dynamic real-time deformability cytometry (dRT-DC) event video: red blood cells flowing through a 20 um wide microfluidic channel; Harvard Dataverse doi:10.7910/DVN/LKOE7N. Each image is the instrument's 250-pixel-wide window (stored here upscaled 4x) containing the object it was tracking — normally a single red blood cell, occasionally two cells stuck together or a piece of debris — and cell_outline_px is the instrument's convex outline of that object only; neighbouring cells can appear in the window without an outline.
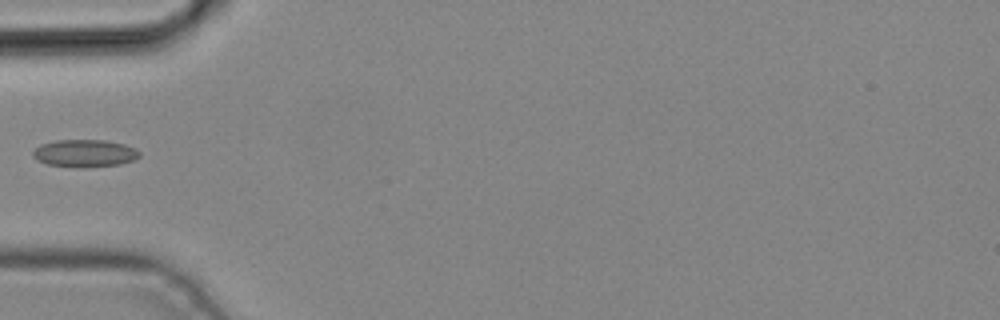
{"species": "common noctule bat (a hibernating species)", "species_latin": "Nyctalus noctula", "temperature_condition": "cold", "stored_images_in_passage": 4, "camera_frame_rate_fps": 3000, "um_per_image_px": 0.085, "animal": {"sex": "male", "body_mass_g": 19.2, "forearm_length_mm": 51.8}, "frame": {"image": 1, "passage_image": 4, "time_ms": 1.0, "image_size_px": [1000, 320], "cell_outline_px": [[140, 156], [132, 160], [120, 164], [84, 168], [80, 168], [48, 164], [36, 160], [32, 156], [32, 152], [40, 144], [56, 140], [104, 140], [124, 144], [140, 152]], "centroid_in_image_um": [7.16, 13.03], "position_along_channel_um": 77.8, "area_um2": 17.05}}